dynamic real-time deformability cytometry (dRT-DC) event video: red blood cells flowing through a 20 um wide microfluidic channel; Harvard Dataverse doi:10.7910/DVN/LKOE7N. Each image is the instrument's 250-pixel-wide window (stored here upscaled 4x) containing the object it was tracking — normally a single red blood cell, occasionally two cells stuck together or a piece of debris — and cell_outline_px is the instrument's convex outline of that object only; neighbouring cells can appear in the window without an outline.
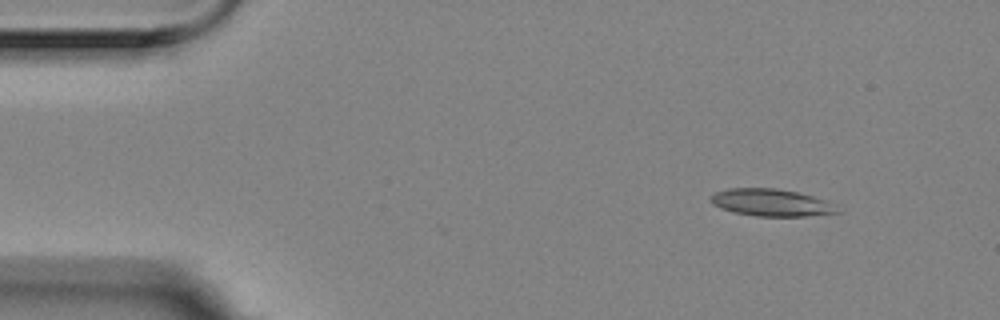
{"species": "Egyptian fruit bat (a non-hibernating species)", "species_latin": "Rousettus aegyptiacus", "temperature_condition": "room temperature", "stored_images_in_passage": 5, "camera_frame_rate_fps": 3000, "um_per_image_px": 0.085, "animal": {"sex": "female"}, "frame": {"image": 1, "passage_image": 1, "time_ms": 0.0, "image_size_px": [1000, 320], "cell_outline_px": [[840, 212], [804, 216], [756, 216], [732, 212], [720, 208], [712, 204], [712, 196], [716, 192], [728, 188], [776, 188], [796, 192], [812, 196], [836, 204]], "centroid_in_image_um": [65.55, 17.22], "position_along_channel_um": 19.4, "area_um2": 19.94}}
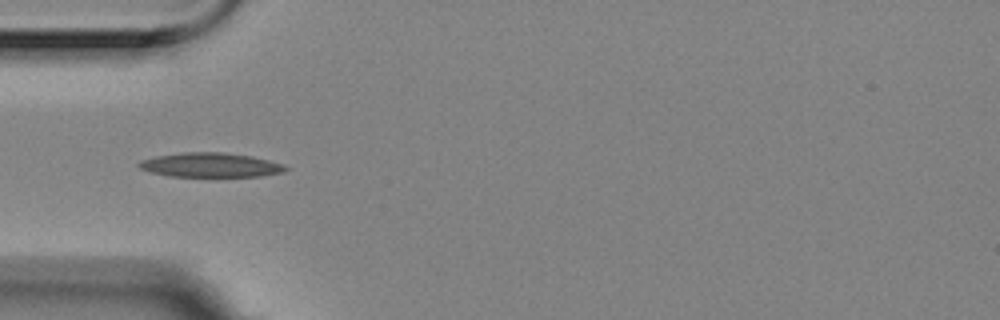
{"frame": {"image": 2, "passage_image": 4, "time_ms": 1.0, "image_size_px": [1000, 320], "cell_outline_px": [[288, 168], [284, 172], [260, 176], [168, 176], [152, 172], [140, 168], [136, 164], [140, 160], [156, 156], [184, 152], [224, 152], [252, 156], [284, 164]], "centroid_in_image_um": [17.89, 14.02], "position_along_channel_um": 67.1, "area_um2": 20.75}}